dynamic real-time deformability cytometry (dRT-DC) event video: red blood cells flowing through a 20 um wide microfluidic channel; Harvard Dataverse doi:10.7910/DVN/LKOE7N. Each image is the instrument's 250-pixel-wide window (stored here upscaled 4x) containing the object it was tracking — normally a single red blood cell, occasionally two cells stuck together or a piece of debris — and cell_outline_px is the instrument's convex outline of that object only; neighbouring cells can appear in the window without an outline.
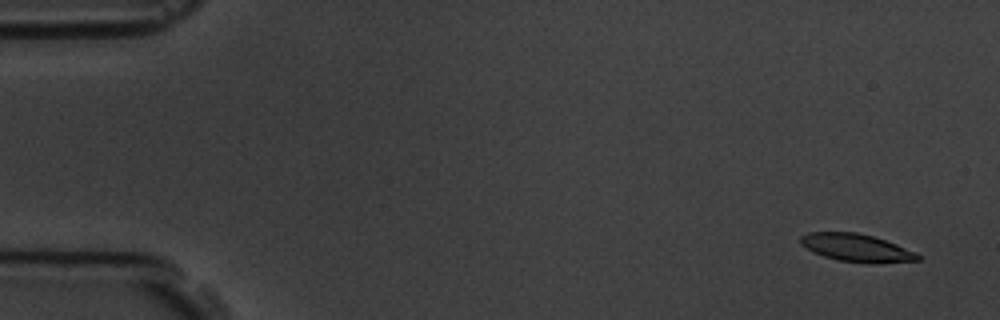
{"species": "common noctule bat (a hibernating species)", "species_latin": "Nyctalus noctula", "temperature_condition": "room temperature", "stored_images_in_passage": 5, "camera_frame_rate_fps": 3000, "um_per_image_px": 0.085, "animal": {"sex": "male", "body_mass_g": 19.5, "forearm_length_mm": 54.6}, "frame": {"image": 1, "passage_image": 1, "time_ms": 0.0, "image_size_px": [1000, 320], "cell_outline_px": [[920, 260], [868, 264], [836, 260], [812, 252], [800, 244], [800, 236], [808, 232], [856, 232], [872, 236], [896, 244], [916, 252], [920, 256]], "centroid_in_image_um": [72.77, 21.07], "position_along_channel_um": 12.2, "area_um2": 19.07}}
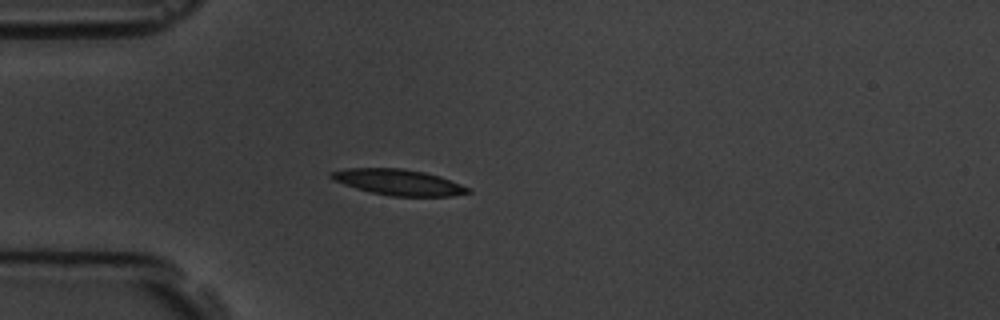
{"frame": {"image": 2, "passage_image": 5, "time_ms": 4.333, "image_size_px": [1000, 320], "cell_outline_px": [[472, 192], [452, 196], [392, 196], [372, 192], [356, 188], [332, 180], [328, 176], [332, 172], [348, 168], [404, 168], [424, 172], [440, 176], [460, 184], [468, 188]], "centroid_in_image_um": [33.87, 15.48], "position_along_channel_um": 51.1, "area_um2": 20.46}}